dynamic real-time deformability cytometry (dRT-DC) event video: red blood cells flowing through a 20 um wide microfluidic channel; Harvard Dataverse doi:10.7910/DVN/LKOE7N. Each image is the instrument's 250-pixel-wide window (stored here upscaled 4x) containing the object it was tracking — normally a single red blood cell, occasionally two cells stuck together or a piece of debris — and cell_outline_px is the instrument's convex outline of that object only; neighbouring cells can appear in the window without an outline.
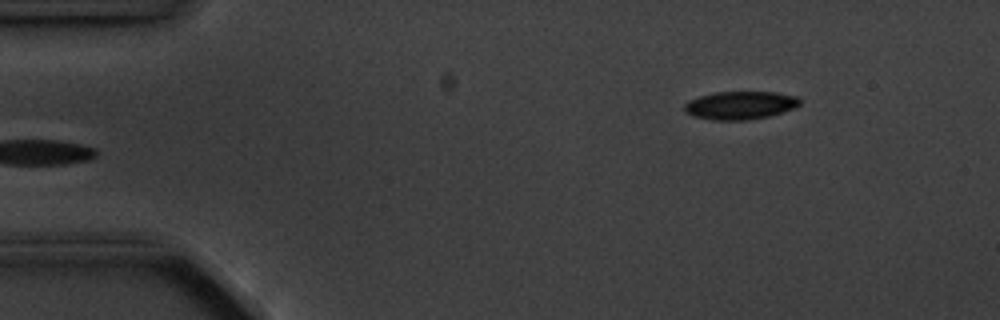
{"species": "common noctule bat (a hibernating species)", "species_latin": "Nyctalus noctula", "temperature_condition": "cold", "stored_images_in_passage": 4, "camera_frame_rate_fps": 3000, "um_per_image_px": 0.085, "animal": {"sex": "male", "body_mass_g": 20.1, "forearm_length_mm": 53.5}, "frame": {"image": 1, "passage_image": 4, "time_ms": 3.333, "image_size_px": [1000, 320], "cell_outline_px": [[804, 100], [800, 104], [792, 108], [768, 116], [748, 120], [712, 120], [692, 116], [684, 112], [684, 104], [688, 100], [700, 96], [716, 92], [776, 92], [796, 96]], "centroid_in_image_um": [62.89, 8.95], "position_along_channel_um": 22.1, "area_um2": 18.96}}